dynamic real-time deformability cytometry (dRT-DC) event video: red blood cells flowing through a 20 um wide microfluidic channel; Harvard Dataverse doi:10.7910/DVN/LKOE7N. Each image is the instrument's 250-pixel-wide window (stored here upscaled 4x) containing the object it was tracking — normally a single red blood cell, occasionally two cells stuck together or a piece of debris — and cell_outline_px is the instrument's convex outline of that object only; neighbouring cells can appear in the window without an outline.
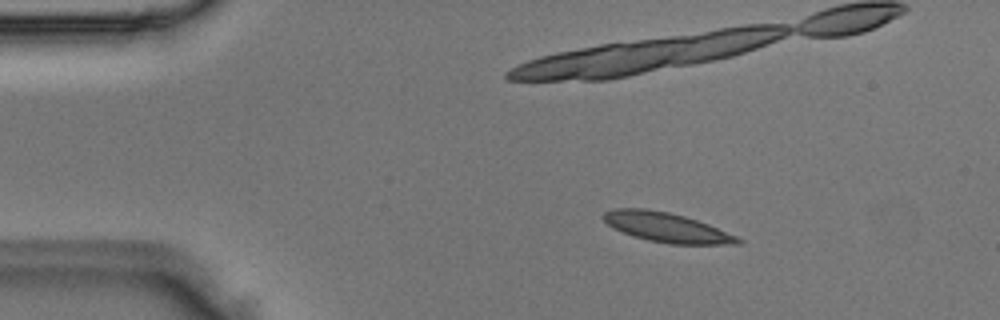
{"species": "Egyptian fruit bat (a non-hibernating species)", "species_latin": "Rousettus aegyptiacus", "temperature_condition": "room temperature", "stored_images_in_passage": 3, "camera_frame_rate_fps": 3000, "um_per_image_px": 0.085, "animal": {"sex": "male"}, "frame": {"image": 1, "passage_image": 1, "time_ms": 0.0, "image_size_px": [1000, 320], "cell_outline_px": [[744, 240], [740, 244], [668, 244], [648, 240], [632, 236], [612, 228], [600, 216], [604, 212], [612, 208], [644, 208], [668, 212], [684, 216], [708, 224], [736, 236]], "centroid_in_image_um": [56.61, 19.32], "position_along_channel_um": 28.4, "area_um2": 23.18}}